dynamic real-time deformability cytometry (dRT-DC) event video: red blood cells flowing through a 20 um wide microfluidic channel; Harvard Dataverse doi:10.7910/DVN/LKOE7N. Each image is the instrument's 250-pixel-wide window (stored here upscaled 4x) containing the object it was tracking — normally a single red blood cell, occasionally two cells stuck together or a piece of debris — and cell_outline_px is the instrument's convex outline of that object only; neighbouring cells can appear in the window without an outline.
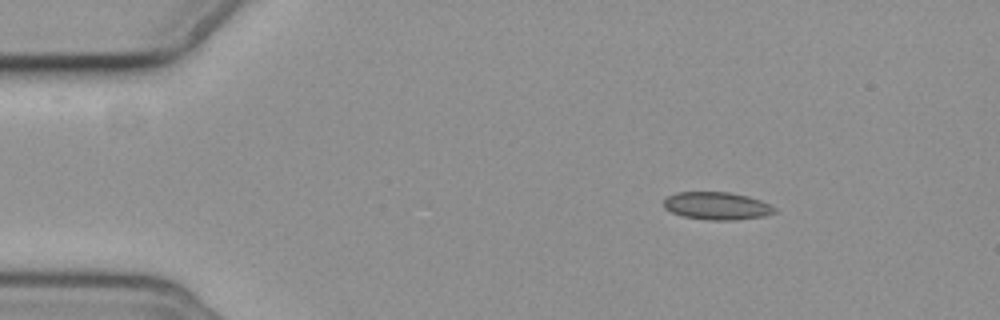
{"species": "common noctule bat (a hibernating species)", "species_latin": "Nyctalus noctula", "temperature_condition": "cold", "stored_images_in_passage": 2, "camera_frame_rate_fps": 3000, "um_per_image_px": 0.085, "animal": {"sex": "female", "body_mass_g": 19.3, "forearm_length_mm": 54.1}, "frame": {"image": 1, "passage_image": 1, "time_ms": 0.0, "image_size_px": [1000, 320], "cell_outline_px": [[776, 212], [764, 216], [736, 220], [708, 220], [684, 216], [672, 212], [664, 208], [664, 200], [668, 196], [676, 192], [728, 192], [748, 196], [760, 200], [776, 208]], "centroid_in_image_um": [60.94, 17.5], "position_along_channel_um": 24.1, "area_um2": 17.8}}